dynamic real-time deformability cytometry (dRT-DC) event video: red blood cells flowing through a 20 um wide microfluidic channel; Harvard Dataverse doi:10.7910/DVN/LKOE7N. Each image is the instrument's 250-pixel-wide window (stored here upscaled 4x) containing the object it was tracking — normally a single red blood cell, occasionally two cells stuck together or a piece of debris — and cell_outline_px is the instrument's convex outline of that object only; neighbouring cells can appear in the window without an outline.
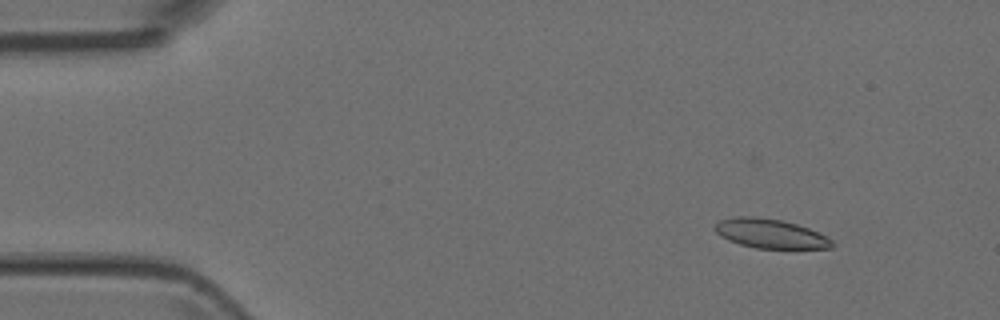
{"species": "Egyptian fruit bat (a non-hibernating species)", "species_latin": "Rousettus aegyptiacus", "temperature_condition": "room temperature", "stored_images_in_passage": 6, "camera_frame_rate_fps": 3000, "um_per_image_px": 0.085, "animal": {"sex": "female"}, "frame": {"image": 1, "passage_image": 1, "time_ms": 0.0, "image_size_px": [1000, 320], "cell_outline_px": [[836, 244], [832, 248], [756, 248], [740, 244], [728, 240], [720, 236], [712, 228], [720, 220], [732, 216], [752, 216], [784, 220], [808, 228], [832, 240]], "centroid_in_image_um": [65.44, 19.85], "position_along_channel_um": 19.6, "area_um2": 20.0}}
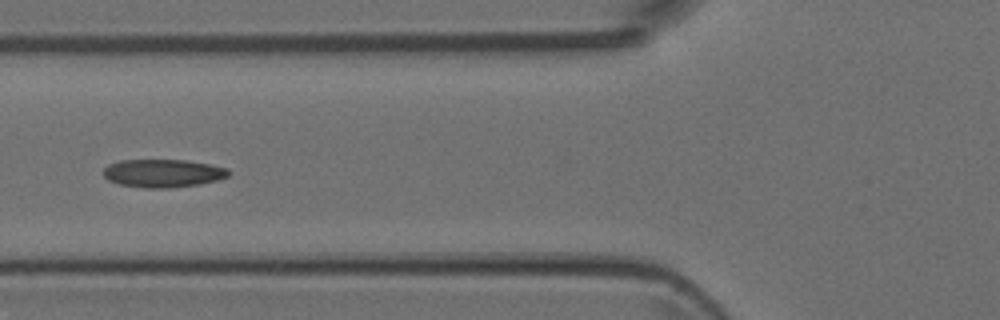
{"frame": {"image": 2, "passage_image": 5, "time_ms": 1.333, "image_size_px": [1000, 320], "cell_outline_px": [[228, 176], [216, 180], [200, 184], [168, 188], [144, 188], [120, 184], [108, 180], [104, 176], [104, 168], [108, 164], [120, 160], [188, 160], [228, 168]], "centroid_in_image_um": [13.83, 14.72], "position_along_channel_um": 112.0, "area_um2": 20.4}}
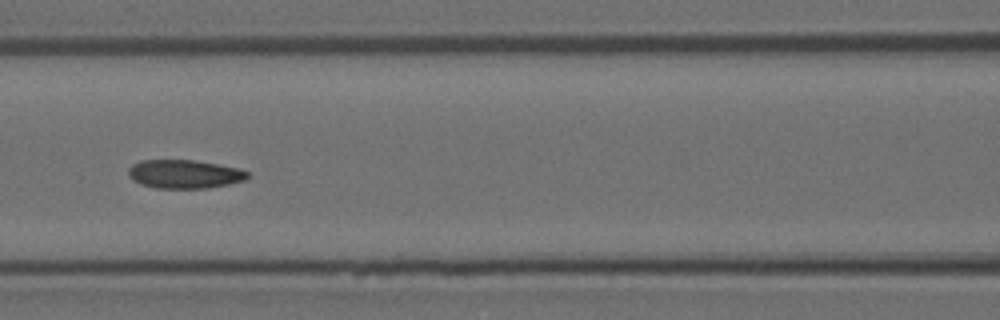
{"frame": {"image": 3, "passage_image": 6, "time_ms": 1.667, "image_size_px": [1000, 320], "cell_outline_px": [[248, 176], [244, 180], [228, 184], [208, 188], [156, 188], [140, 184], [132, 180], [128, 176], [128, 168], [132, 164], [140, 160], [192, 160], [240, 168], [248, 172]], "centroid_in_image_um": [15.63, 14.79], "position_along_channel_um": 151.0, "area_um2": 19.88}}